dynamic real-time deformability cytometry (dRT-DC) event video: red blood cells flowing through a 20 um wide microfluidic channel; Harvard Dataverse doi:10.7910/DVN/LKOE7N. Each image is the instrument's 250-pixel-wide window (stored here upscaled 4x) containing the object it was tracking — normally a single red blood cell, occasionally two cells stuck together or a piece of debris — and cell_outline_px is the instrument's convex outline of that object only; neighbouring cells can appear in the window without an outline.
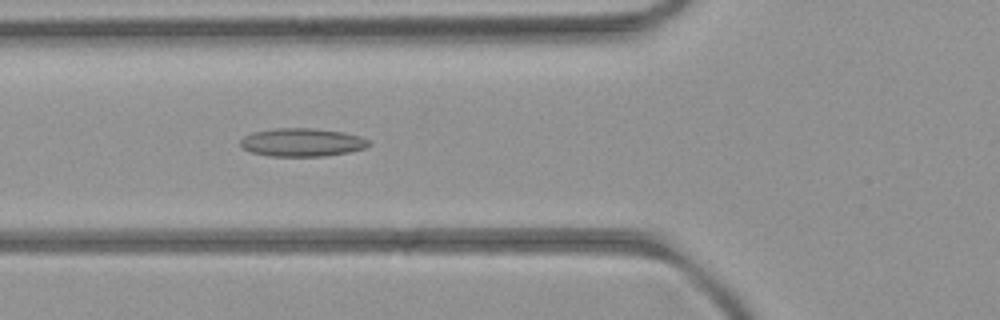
{"species": "common noctule bat (a hibernating species)", "species_latin": "Nyctalus noctula", "temperature_condition": "room temperature", "stored_images_in_passage": 3, "camera_frame_rate_fps": 3000, "um_per_image_px": 0.085, "animal": {"sex": "female", "body_mass_g": 21.9}, "frame": {"image": 1, "passage_image": 3, "time_ms": 2.333, "image_size_px": [1000, 320], "cell_outline_px": [[372, 144], [364, 148], [348, 152], [324, 156], [272, 156], [252, 152], [244, 148], [240, 144], [240, 140], [244, 136], [252, 132], [276, 128], [312, 128], [344, 132], [360, 136], [372, 140]], "centroid_in_image_um": [25.72, 12.09], "position_along_channel_um": 100.1, "area_um2": 21.15}}